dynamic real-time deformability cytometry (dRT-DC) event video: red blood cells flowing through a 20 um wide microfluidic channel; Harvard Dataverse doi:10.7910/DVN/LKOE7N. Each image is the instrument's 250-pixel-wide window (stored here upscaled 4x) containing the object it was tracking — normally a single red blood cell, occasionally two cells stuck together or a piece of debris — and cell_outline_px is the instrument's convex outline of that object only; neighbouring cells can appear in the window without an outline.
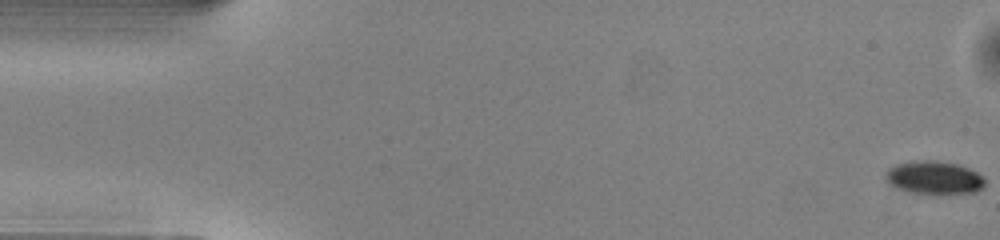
{"species": "common noctule bat (a hibernating species)", "species_latin": "Nyctalus noctula", "temperature_condition": "warm", "stored_images_in_passage": 51, "camera_frame_rate_fps": 3000, "um_per_image_px": 0.085, "animal": {"sex": "male", "body_mass_g": 13.0, "forearm_length_mm": 53.1}, "frame": {"image": 1, "passage_image": 1, "time_ms": 0.0, "image_size_px": [1000, 240], "cell_outline_px": [[984, 184], [976, 192], [936, 196], [928, 196], [912, 192], [888, 184], [884, 180], [884, 172], [888, 168], [896, 164], [916, 160], [936, 160], [956, 164], [968, 168], [976, 172], [984, 180]], "centroid_in_image_um": [79.34, 15.13], "position_along_channel_um": 5.7, "area_um2": 19.71}}
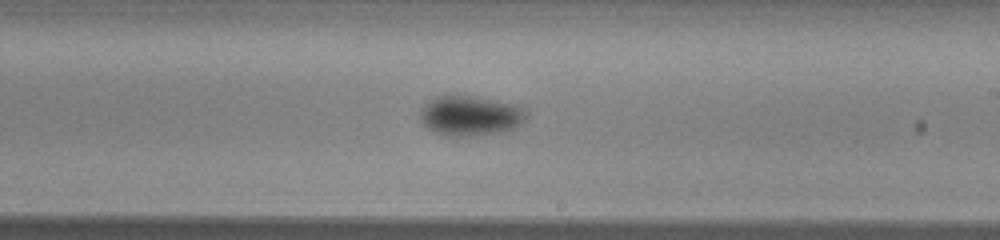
{"frame": {"image": 2, "passage_image": 30, "time_ms": 9.667, "image_size_px": [1000, 240], "cell_outline_px": [[528, 116], [516, 128], [500, 132], [468, 136], [440, 136], [428, 128], [424, 124], [420, 116], [420, 112], [424, 104], [428, 100], [436, 96], [448, 92], [496, 100], [516, 104]], "centroid_in_image_um": [39.92, 9.81], "position_along_channel_um": 249.1, "area_um2": 25.2}}
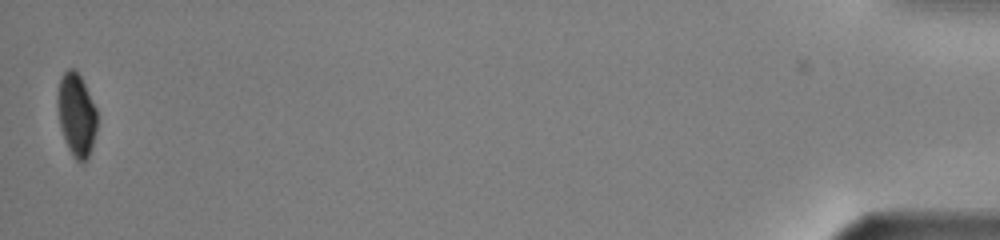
{"frame": {"image": 3, "passage_image": 51, "time_ms": 16.667, "image_size_px": [1000, 240], "cell_outline_px": [[96, 132], [92, 148], [84, 164], [76, 160], [72, 156], [68, 148], [60, 124], [56, 104], [56, 96], [60, 76], [68, 68], [72, 68], [80, 76], [96, 108]], "centroid_in_image_um": [6.48, 9.76], "position_along_channel_um": 428.7, "area_um2": 19.13}, "authors_computed_cell_mechanics": {"area_um2": 21.4438, "velocity_mm_per_s": 4.0332, "shape_relaxation_time_tau1_ms": 3.2433, "shape_relaxation_time_tau2_ms": null, "deformation_change_tau1": 0.0986, "deformation_change_tau2": null}}